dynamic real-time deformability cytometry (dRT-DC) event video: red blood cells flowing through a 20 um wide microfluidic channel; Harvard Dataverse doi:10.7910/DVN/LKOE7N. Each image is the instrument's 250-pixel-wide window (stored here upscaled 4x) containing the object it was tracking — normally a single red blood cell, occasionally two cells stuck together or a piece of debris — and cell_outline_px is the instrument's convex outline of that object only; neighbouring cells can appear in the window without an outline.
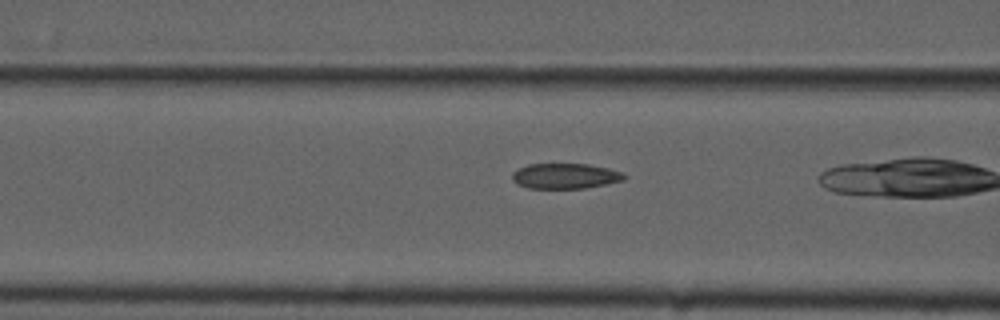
{"species": "common noctule bat (a hibernating species)", "species_latin": "Nyctalus noctula", "temperature_condition": "cold", "stored_images_in_passage": 17, "camera_frame_rate_fps": 3000, "um_per_image_px": 0.085, "animal": {"sex": "male", "forearm_length_mm": 52.5}, "frame": {"image": 1, "passage_image": 15, "time_ms": 4.667, "image_size_px": [1000, 320], "cell_outline_px": [[628, 176], [624, 180], [584, 188], [528, 188], [516, 184], [512, 180], [512, 172], [528, 164], [588, 164], [608, 168], [624, 172]], "centroid_in_image_um": [48.05, 14.96], "position_along_channel_um": 118.6, "area_um2": 16.59}}